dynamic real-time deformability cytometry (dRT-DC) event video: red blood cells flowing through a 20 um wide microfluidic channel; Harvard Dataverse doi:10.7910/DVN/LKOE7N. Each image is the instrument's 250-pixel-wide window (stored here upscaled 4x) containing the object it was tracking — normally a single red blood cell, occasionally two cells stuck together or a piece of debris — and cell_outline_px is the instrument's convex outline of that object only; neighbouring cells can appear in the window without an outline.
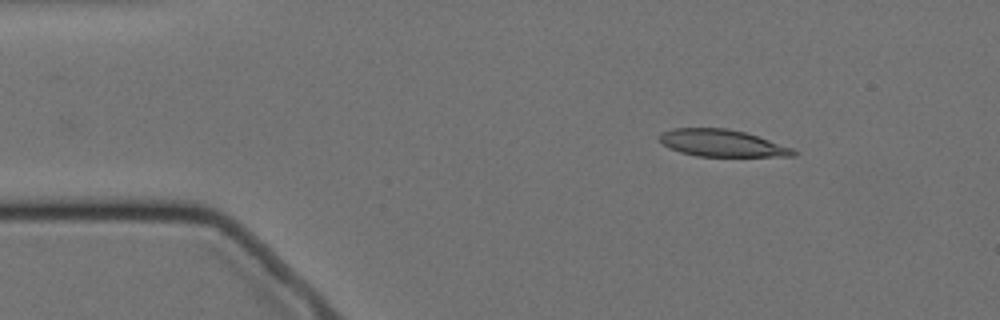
{"species": "Egyptian fruit bat (a non-hibernating species)", "species_latin": "Rousettus aegyptiacus", "temperature_condition": "cold", "stored_images_in_passage": 3, "camera_frame_rate_fps": 3000, "um_per_image_px": 0.085, "animal": {"sex": "female"}, "frame": {"image": 1, "passage_image": 1, "time_ms": 0.0, "image_size_px": [1000, 320], "cell_outline_px": [[800, 152], [796, 156], [696, 156], [680, 152], [664, 144], [660, 140], [660, 136], [664, 132], [672, 128], [724, 128], [744, 132], [792, 148]], "centroid_in_image_um": [61.4, 12.17], "position_along_channel_um": 23.6, "area_um2": 20.69}}